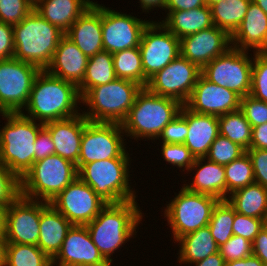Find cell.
<instances>
[{"instance_id":"cell-1","label":"cell","mask_w":267,"mask_h":266,"mask_svg":"<svg viewBox=\"0 0 267 266\" xmlns=\"http://www.w3.org/2000/svg\"><path fill=\"white\" fill-rule=\"evenodd\" d=\"M143 214L137 200L107 203L86 225L92 242L111 265L115 266V252L136 237Z\"/></svg>"},{"instance_id":"cell-2","label":"cell","mask_w":267,"mask_h":266,"mask_svg":"<svg viewBox=\"0 0 267 266\" xmlns=\"http://www.w3.org/2000/svg\"><path fill=\"white\" fill-rule=\"evenodd\" d=\"M78 105L83 108L78 87L74 83L41 70L34 80L25 110L20 113L45 124L80 114Z\"/></svg>"},{"instance_id":"cell-3","label":"cell","mask_w":267,"mask_h":266,"mask_svg":"<svg viewBox=\"0 0 267 266\" xmlns=\"http://www.w3.org/2000/svg\"><path fill=\"white\" fill-rule=\"evenodd\" d=\"M182 107L180 101L159 96L142 87L127 117L121 123L125 137L137 142L145 139L143 141L151 140L156 143L163 128L179 115Z\"/></svg>"},{"instance_id":"cell-4","label":"cell","mask_w":267,"mask_h":266,"mask_svg":"<svg viewBox=\"0 0 267 266\" xmlns=\"http://www.w3.org/2000/svg\"><path fill=\"white\" fill-rule=\"evenodd\" d=\"M4 126L0 129V164L20 180L35 162L34 143L44 124L22 113H0Z\"/></svg>"},{"instance_id":"cell-5","label":"cell","mask_w":267,"mask_h":266,"mask_svg":"<svg viewBox=\"0 0 267 266\" xmlns=\"http://www.w3.org/2000/svg\"><path fill=\"white\" fill-rule=\"evenodd\" d=\"M14 58L41 70L50 65L60 39L65 35L33 9L20 23L13 25Z\"/></svg>"},{"instance_id":"cell-6","label":"cell","mask_w":267,"mask_h":266,"mask_svg":"<svg viewBox=\"0 0 267 266\" xmlns=\"http://www.w3.org/2000/svg\"><path fill=\"white\" fill-rule=\"evenodd\" d=\"M141 89L138 83L120 78L92 87L81 97L86 106L81 112L88 121L121 124Z\"/></svg>"},{"instance_id":"cell-7","label":"cell","mask_w":267,"mask_h":266,"mask_svg":"<svg viewBox=\"0 0 267 266\" xmlns=\"http://www.w3.org/2000/svg\"><path fill=\"white\" fill-rule=\"evenodd\" d=\"M131 161L132 158L93 161L78 170V177L106 203L137 200V192L129 178L132 176Z\"/></svg>"},{"instance_id":"cell-8","label":"cell","mask_w":267,"mask_h":266,"mask_svg":"<svg viewBox=\"0 0 267 266\" xmlns=\"http://www.w3.org/2000/svg\"><path fill=\"white\" fill-rule=\"evenodd\" d=\"M77 177L76 164L52 154L34 162L32 168L20 180L21 195L50 203Z\"/></svg>"},{"instance_id":"cell-9","label":"cell","mask_w":267,"mask_h":266,"mask_svg":"<svg viewBox=\"0 0 267 266\" xmlns=\"http://www.w3.org/2000/svg\"><path fill=\"white\" fill-rule=\"evenodd\" d=\"M161 208L167 219L170 234L174 241L201 227L207 226L214 206L219 201L217 198L200 193L188 191L184 186L175 193L173 198Z\"/></svg>"},{"instance_id":"cell-10","label":"cell","mask_w":267,"mask_h":266,"mask_svg":"<svg viewBox=\"0 0 267 266\" xmlns=\"http://www.w3.org/2000/svg\"><path fill=\"white\" fill-rule=\"evenodd\" d=\"M124 136L121 124L88 121L82 134L78 170L93 161L131 158Z\"/></svg>"},{"instance_id":"cell-11","label":"cell","mask_w":267,"mask_h":266,"mask_svg":"<svg viewBox=\"0 0 267 266\" xmlns=\"http://www.w3.org/2000/svg\"><path fill=\"white\" fill-rule=\"evenodd\" d=\"M252 66L253 56L249 51L231 47L211 60L202 69V75L210 82L245 97L251 91Z\"/></svg>"},{"instance_id":"cell-12","label":"cell","mask_w":267,"mask_h":266,"mask_svg":"<svg viewBox=\"0 0 267 266\" xmlns=\"http://www.w3.org/2000/svg\"><path fill=\"white\" fill-rule=\"evenodd\" d=\"M40 68L12 57L0 59V113L24 110Z\"/></svg>"},{"instance_id":"cell-13","label":"cell","mask_w":267,"mask_h":266,"mask_svg":"<svg viewBox=\"0 0 267 266\" xmlns=\"http://www.w3.org/2000/svg\"><path fill=\"white\" fill-rule=\"evenodd\" d=\"M202 70L179 55L149 78L146 88L159 96L174 98L183 105L190 98Z\"/></svg>"},{"instance_id":"cell-14","label":"cell","mask_w":267,"mask_h":266,"mask_svg":"<svg viewBox=\"0 0 267 266\" xmlns=\"http://www.w3.org/2000/svg\"><path fill=\"white\" fill-rule=\"evenodd\" d=\"M139 49L149 79L180 55V39L159 21L151 20L142 32Z\"/></svg>"},{"instance_id":"cell-15","label":"cell","mask_w":267,"mask_h":266,"mask_svg":"<svg viewBox=\"0 0 267 266\" xmlns=\"http://www.w3.org/2000/svg\"><path fill=\"white\" fill-rule=\"evenodd\" d=\"M50 204L72 225L86 226L107 203L77 177Z\"/></svg>"},{"instance_id":"cell-16","label":"cell","mask_w":267,"mask_h":266,"mask_svg":"<svg viewBox=\"0 0 267 266\" xmlns=\"http://www.w3.org/2000/svg\"><path fill=\"white\" fill-rule=\"evenodd\" d=\"M151 20L119 12L101 4L102 40L104 51L116 53L139 47L142 32Z\"/></svg>"},{"instance_id":"cell-17","label":"cell","mask_w":267,"mask_h":266,"mask_svg":"<svg viewBox=\"0 0 267 266\" xmlns=\"http://www.w3.org/2000/svg\"><path fill=\"white\" fill-rule=\"evenodd\" d=\"M41 201L21 194L6 207L4 243L38 245Z\"/></svg>"},{"instance_id":"cell-18","label":"cell","mask_w":267,"mask_h":266,"mask_svg":"<svg viewBox=\"0 0 267 266\" xmlns=\"http://www.w3.org/2000/svg\"><path fill=\"white\" fill-rule=\"evenodd\" d=\"M231 47V35L217 26L180 39V55L196 64L201 70Z\"/></svg>"},{"instance_id":"cell-19","label":"cell","mask_w":267,"mask_h":266,"mask_svg":"<svg viewBox=\"0 0 267 266\" xmlns=\"http://www.w3.org/2000/svg\"><path fill=\"white\" fill-rule=\"evenodd\" d=\"M241 98L236 92L210 82L201 74L184 105L195 113L221 116L239 110Z\"/></svg>"},{"instance_id":"cell-20","label":"cell","mask_w":267,"mask_h":266,"mask_svg":"<svg viewBox=\"0 0 267 266\" xmlns=\"http://www.w3.org/2000/svg\"><path fill=\"white\" fill-rule=\"evenodd\" d=\"M112 266L92 242L86 226L73 225L52 266Z\"/></svg>"},{"instance_id":"cell-21","label":"cell","mask_w":267,"mask_h":266,"mask_svg":"<svg viewBox=\"0 0 267 266\" xmlns=\"http://www.w3.org/2000/svg\"><path fill=\"white\" fill-rule=\"evenodd\" d=\"M88 57L104 51L102 40L101 4L93 2L65 32Z\"/></svg>"},{"instance_id":"cell-22","label":"cell","mask_w":267,"mask_h":266,"mask_svg":"<svg viewBox=\"0 0 267 266\" xmlns=\"http://www.w3.org/2000/svg\"><path fill=\"white\" fill-rule=\"evenodd\" d=\"M87 122L88 120L80 113L71 118L44 124L55 145V154L76 164L77 169L82 134Z\"/></svg>"},{"instance_id":"cell-23","label":"cell","mask_w":267,"mask_h":266,"mask_svg":"<svg viewBox=\"0 0 267 266\" xmlns=\"http://www.w3.org/2000/svg\"><path fill=\"white\" fill-rule=\"evenodd\" d=\"M231 44L243 51L267 52V14L253 1L240 26L231 35Z\"/></svg>"},{"instance_id":"cell-24","label":"cell","mask_w":267,"mask_h":266,"mask_svg":"<svg viewBox=\"0 0 267 266\" xmlns=\"http://www.w3.org/2000/svg\"><path fill=\"white\" fill-rule=\"evenodd\" d=\"M188 173L192 175H190L192 178H189L190 182L181 179L186 183L182 186L188 191L210 195L218 200H226V179L223 165L212 162L206 157H198Z\"/></svg>"},{"instance_id":"cell-25","label":"cell","mask_w":267,"mask_h":266,"mask_svg":"<svg viewBox=\"0 0 267 266\" xmlns=\"http://www.w3.org/2000/svg\"><path fill=\"white\" fill-rule=\"evenodd\" d=\"M180 114L186 119L188 127L184 145L195 158L205 157L219 135L218 116L195 113L185 105L181 108Z\"/></svg>"},{"instance_id":"cell-26","label":"cell","mask_w":267,"mask_h":266,"mask_svg":"<svg viewBox=\"0 0 267 266\" xmlns=\"http://www.w3.org/2000/svg\"><path fill=\"white\" fill-rule=\"evenodd\" d=\"M88 59L76 44L64 35L46 71L78 86L83 81Z\"/></svg>"},{"instance_id":"cell-27","label":"cell","mask_w":267,"mask_h":266,"mask_svg":"<svg viewBox=\"0 0 267 266\" xmlns=\"http://www.w3.org/2000/svg\"><path fill=\"white\" fill-rule=\"evenodd\" d=\"M73 225L50 203L41 201L38 247L53 259Z\"/></svg>"},{"instance_id":"cell-28","label":"cell","mask_w":267,"mask_h":266,"mask_svg":"<svg viewBox=\"0 0 267 266\" xmlns=\"http://www.w3.org/2000/svg\"><path fill=\"white\" fill-rule=\"evenodd\" d=\"M165 19L157 20L162 23L177 38L195 34L214 26L209 6H201L186 11H166Z\"/></svg>"},{"instance_id":"cell-29","label":"cell","mask_w":267,"mask_h":266,"mask_svg":"<svg viewBox=\"0 0 267 266\" xmlns=\"http://www.w3.org/2000/svg\"><path fill=\"white\" fill-rule=\"evenodd\" d=\"M94 0H42L34 9L64 33Z\"/></svg>"},{"instance_id":"cell-30","label":"cell","mask_w":267,"mask_h":266,"mask_svg":"<svg viewBox=\"0 0 267 266\" xmlns=\"http://www.w3.org/2000/svg\"><path fill=\"white\" fill-rule=\"evenodd\" d=\"M176 243L179 246L177 260L180 265L189 264L188 266H190V264L219 252V246L211 235L208 225L185 234L174 242V244Z\"/></svg>"},{"instance_id":"cell-31","label":"cell","mask_w":267,"mask_h":266,"mask_svg":"<svg viewBox=\"0 0 267 266\" xmlns=\"http://www.w3.org/2000/svg\"><path fill=\"white\" fill-rule=\"evenodd\" d=\"M228 203L237 213L264 219L267 212V188L253 183L228 195Z\"/></svg>"},{"instance_id":"cell-32","label":"cell","mask_w":267,"mask_h":266,"mask_svg":"<svg viewBox=\"0 0 267 266\" xmlns=\"http://www.w3.org/2000/svg\"><path fill=\"white\" fill-rule=\"evenodd\" d=\"M116 79L112 53L101 51L88 59L83 81L77 86L82 97L90 88Z\"/></svg>"},{"instance_id":"cell-33","label":"cell","mask_w":267,"mask_h":266,"mask_svg":"<svg viewBox=\"0 0 267 266\" xmlns=\"http://www.w3.org/2000/svg\"><path fill=\"white\" fill-rule=\"evenodd\" d=\"M252 0H223L210 6L214 26L232 35L244 19Z\"/></svg>"},{"instance_id":"cell-34","label":"cell","mask_w":267,"mask_h":266,"mask_svg":"<svg viewBox=\"0 0 267 266\" xmlns=\"http://www.w3.org/2000/svg\"><path fill=\"white\" fill-rule=\"evenodd\" d=\"M3 266H52V259L37 245L4 243Z\"/></svg>"},{"instance_id":"cell-35","label":"cell","mask_w":267,"mask_h":266,"mask_svg":"<svg viewBox=\"0 0 267 266\" xmlns=\"http://www.w3.org/2000/svg\"><path fill=\"white\" fill-rule=\"evenodd\" d=\"M112 56L116 78L131 80L146 87L149 79L144 75L139 47L125 49Z\"/></svg>"},{"instance_id":"cell-36","label":"cell","mask_w":267,"mask_h":266,"mask_svg":"<svg viewBox=\"0 0 267 266\" xmlns=\"http://www.w3.org/2000/svg\"><path fill=\"white\" fill-rule=\"evenodd\" d=\"M219 134L239 144L245 150L250 149L252 127L239 109L218 116Z\"/></svg>"},{"instance_id":"cell-37","label":"cell","mask_w":267,"mask_h":266,"mask_svg":"<svg viewBox=\"0 0 267 266\" xmlns=\"http://www.w3.org/2000/svg\"><path fill=\"white\" fill-rule=\"evenodd\" d=\"M234 216L235 210L227 200H219L214 206L208 226L218 246L227 242L234 235Z\"/></svg>"},{"instance_id":"cell-38","label":"cell","mask_w":267,"mask_h":266,"mask_svg":"<svg viewBox=\"0 0 267 266\" xmlns=\"http://www.w3.org/2000/svg\"><path fill=\"white\" fill-rule=\"evenodd\" d=\"M226 179V199L234 191L255 183L252 162L245 152L239 158L224 166Z\"/></svg>"},{"instance_id":"cell-39","label":"cell","mask_w":267,"mask_h":266,"mask_svg":"<svg viewBox=\"0 0 267 266\" xmlns=\"http://www.w3.org/2000/svg\"><path fill=\"white\" fill-rule=\"evenodd\" d=\"M245 152L246 150L239 144L219 134L211 144L209 152L205 157L212 162L225 166Z\"/></svg>"},{"instance_id":"cell-40","label":"cell","mask_w":267,"mask_h":266,"mask_svg":"<svg viewBox=\"0 0 267 266\" xmlns=\"http://www.w3.org/2000/svg\"><path fill=\"white\" fill-rule=\"evenodd\" d=\"M250 95L267 103V52H253Z\"/></svg>"},{"instance_id":"cell-41","label":"cell","mask_w":267,"mask_h":266,"mask_svg":"<svg viewBox=\"0 0 267 266\" xmlns=\"http://www.w3.org/2000/svg\"><path fill=\"white\" fill-rule=\"evenodd\" d=\"M161 157L167 164L176 167L181 172H188L195 161L194 155L184 144L160 143Z\"/></svg>"},{"instance_id":"cell-42","label":"cell","mask_w":267,"mask_h":266,"mask_svg":"<svg viewBox=\"0 0 267 266\" xmlns=\"http://www.w3.org/2000/svg\"><path fill=\"white\" fill-rule=\"evenodd\" d=\"M219 253L225 262L245 259L253 255L252 242L242 236L233 235L219 246Z\"/></svg>"},{"instance_id":"cell-43","label":"cell","mask_w":267,"mask_h":266,"mask_svg":"<svg viewBox=\"0 0 267 266\" xmlns=\"http://www.w3.org/2000/svg\"><path fill=\"white\" fill-rule=\"evenodd\" d=\"M33 9L26 0H0V22L16 25Z\"/></svg>"},{"instance_id":"cell-44","label":"cell","mask_w":267,"mask_h":266,"mask_svg":"<svg viewBox=\"0 0 267 266\" xmlns=\"http://www.w3.org/2000/svg\"><path fill=\"white\" fill-rule=\"evenodd\" d=\"M20 194V179L0 164V206L6 208Z\"/></svg>"},{"instance_id":"cell-45","label":"cell","mask_w":267,"mask_h":266,"mask_svg":"<svg viewBox=\"0 0 267 266\" xmlns=\"http://www.w3.org/2000/svg\"><path fill=\"white\" fill-rule=\"evenodd\" d=\"M240 110L251 127L267 123V103L255 99L251 95L241 98Z\"/></svg>"},{"instance_id":"cell-46","label":"cell","mask_w":267,"mask_h":266,"mask_svg":"<svg viewBox=\"0 0 267 266\" xmlns=\"http://www.w3.org/2000/svg\"><path fill=\"white\" fill-rule=\"evenodd\" d=\"M263 228V219L245 216L235 211L233 222L234 235L242 236L253 242Z\"/></svg>"},{"instance_id":"cell-47","label":"cell","mask_w":267,"mask_h":266,"mask_svg":"<svg viewBox=\"0 0 267 266\" xmlns=\"http://www.w3.org/2000/svg\"><path fill=\"white\" fill-rule=\"evenodd\" d=\"M187 133V121L179 113L178 116L163 128V131L157 140L161 141L159 143L184 144Z\"/></svg>"},{"instance_id":"cell-48","label":"cell","mask_w":267,"mask_h":266,"mask_svg":"<svg viewBox=\"0 0 267 266\" xmlns=\"http://www.w3.org/2000/svg\"><path fill=\"white\" fill-rule=\"evenodd\" d=\"M254 170L255 183L267 188V150L247 149Z\"/></svg>"},{"instance_id":"cell-49","label":"cell","mask_w":267,"mask_h":266,"mask_svg":"<svg viewBox=\"0 0 267 266\" xmlns=\"http://www.w3.org/2000/svg\"><path fill=\"white\" fill-rule=\"evenodd\" d=\"M35 162L55 154V145L50 133L43 127L35 140Z\"/></svg>"},{"instance_id":"cell-50","label":"cell","mask_w":267,"mask_h":266,"mask_svg":"<svg viewBox=\"0 0 267 266\" xmlns=\"http://www.w3.org/2000/svg\"><path fill=\"white\" fill-rule=\"evenodd\" d=\"M14 56L13 25L0 22V59Z\"/></svg>"},{"instance_id":"cell-51","label":"cell","mask_w":267,"mask_h":266,"mask_svg":"<svg viewBox=\"0 0 267 266\" xmlns=\"http://www.w3.org/2000/svg\"><path fill=\"white\" fill-rule=\"evenodd\" d=\"M206 6L205 0H167L165 11H186Z\"/></svg>"},{"instance_id":"cell-52","label":"cell","mask_w":267,"mask_h":266,"mask_svg":"<svg viewBox=\"0 0 267 266\" xmlns=\"http://www.w3.org/2000/svg\"><path fill=\"white\" fill-rule=\"evenodd\" d=\"M253 255L267 266V229L263 228L252 242Z\"/></svg>"},{"instance_id":"cell-53","label":"cell","mask_w":267,"mask_h":266,"mask_svg":"<svg viewBox=\"0 0 267 266\" xmlns=\"http://www.w3.org/2000/svg\"><path fill=\"white\" fill-rule=\"evenodd\" d=\"M250 149L267 150V123L252 127Z\"/></svg>"},{"instance_id":"cell-54","label":"cell","mask_w":267,"mask_h":266,"mask_svg":"<svg viewBox=\"0 0 267 266\" xmlns=\"http://www.w3.org/2000/svg\"><path fill=\"white\" fill-rule=\"evenodd\" d=\"M167 0H139L138 3L141 6L142 13L148 14L152 10L161 9L164 11Z\"/></svg>"},{"instance_id":"cell-55","label":"cell","mask_w":267,"mask_h":266,"mask_svg":"<svg viewBox=\"0 0 267 266\" xmlns=\"http://www.w3.org/2000/svg\"><path fill=\"white\" fill-rule=\"evenodd\" d=\"M191 266H224L225 261L223 257L220 255L219 252H216L214 254H211L210 256L206 257L205 259H202L199 262H196L194 264H190Z\"/></svg>"},{"instance_id":"cell-56","label":"cell","mask_w":267,"mask_h":266,"mask_svg":"<svg viewBox=\"0 0 267 266\" xmlns=\"http://www.w3.org/2000/svg\"><path fill=\"white\" fill-rule=\"evenodd\" d=\"M224 266H265V264L258 257L251 255L245 259L225 262Z\"/></svg>"},{"instance_id":"cell-57","label":"cell","mask_w":267,"mask_h":266,"mask_svg":"<svg viewBox=\"0 0 267 266\" xmlns=\"http://www.w3.org/2000/svg\"><path fill=\"white\" fill-rule=\"evenodd\" d=\"M6 208L0 206V237H5Z\"/></svg>"},{"instance_id":"cell-58","label":"cell","mask_w":267,"mask_h":266,"mask_svg":"<svg viewBox=\"0 0 267 266\" xmlns=\"http://www.w3.org/2000/svg\"><path fill=\"white\" fill-rule=\"evenodd\" d=\"M255 4H257L264 13L267 14V0H252Z\"/></svg>"},{"instance_id":"cell-59","label":"cell","mask_w":267,"mask_h":266,"mask_svg":"<svg viewBox=\"0 0 267 266\" xmlns=\"http://www.w3.org/2000/svg\"><path fill=\"white\" fill-rule=\"evenodd\" d=\"M4 238L0 237V266H3Z\"/></svg>"},{"instance_id":"cell-60","label":"cell","mask_w":267,"mask_h":266,"mask_svg":"<svg viewBox=\"0 0 267 266\" xmlns=\"http://www.w3.org/2000/svg\"><path fill=\"white\" fill-rule=\"evenodd\" d=\"M41 1L42 0H26V2L33 8H35Z\"/></svg>"},{"instance_id":"cell-61","label":"cell","mask_w":267,"mask_h":266,"mask_svg":"<svg viewBox=\"0 0 267 266\" xmlns=\"http://www.w3.org/2000/svg\"><path fill=\"white\" fill-rule=\"evenodd\" d=\"M205 1H206V5L210 7L211 5L221 2L223 0H205Z\"/></svg>"},{"instance_id":"cell-62","label":"cell","mask_w":267,"mask_h":266,"mask_svg":"<svg viewBox=\"0 0 267 266\" xmlns=\"http://www.w3.org/2000/svg\"><path fill=\"white\" fill-rule=\"evenodd\" d=\"M264 228L267 229V212L265 214V217L263 219Z\"/></svg>"}]
</instances>
